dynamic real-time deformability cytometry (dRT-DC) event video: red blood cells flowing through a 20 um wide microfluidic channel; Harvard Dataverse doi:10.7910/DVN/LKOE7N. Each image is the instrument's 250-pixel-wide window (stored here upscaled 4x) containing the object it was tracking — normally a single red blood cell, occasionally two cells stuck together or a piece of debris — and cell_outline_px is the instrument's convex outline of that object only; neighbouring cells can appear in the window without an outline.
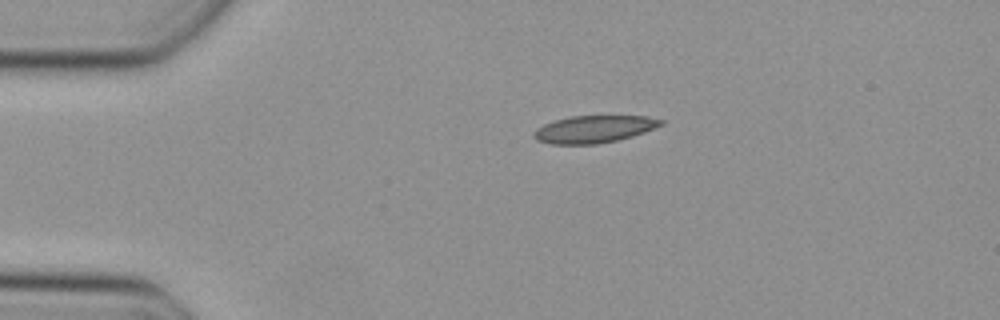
{"species": "Egyptian fruit bat (a non-hibernating species)", "species_latin": "Rousettus aegyptiacus", "temperature_condition": "cold", "stored_images_in_passage": 39, "camera_frame_rate_fps": 3000, "um_per_image_px": 0.085, "animal": {"sex": "female"}, "frame": {"image": 1, "passage_image": 1, "time_ms": 0.0, "image_size_px": [1000, 320], "cell_outline_px": [[664, 124], [644, 132], [632, 136], [616, 140], [596, 144], [552, 144], [536, 140], [532, 136], [532, 132], [536, 128], [544, 124], [556, 120], [572, 116], [648, 116], [664, 120]], "centroid_in_image_um": [50.47, 10.98], "position_along_channel_um": 34.5, "area_um2": 20.17}}
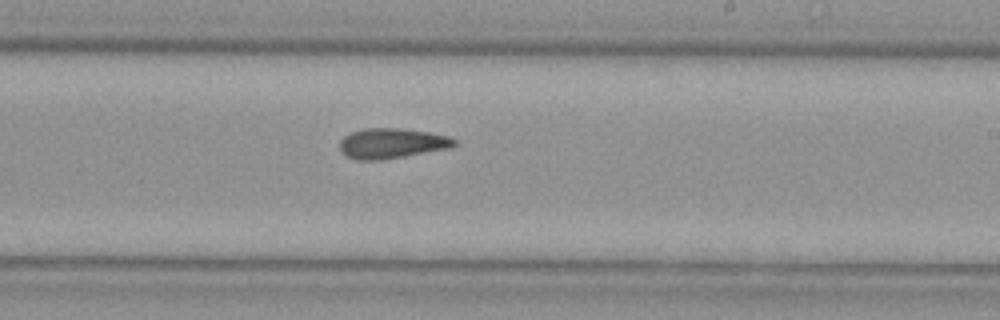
{"frame": {"image": 2, "passage_image": 20, "time_ms": 6.333, "image_size_px": [1000, 320], "cell_outline_px": [[460, 144], [452, 148], [380, 160], [356, 160], [340, 152], [340, 140], [344, 136], [352, 132], [364, 128], [400, 128], [428, 132], [448, 136], [456, 140]], "centroid_in_image_um": [33.33, 12.18], "position_along_channel_um": 255.7, "area_um2": 20.29}}
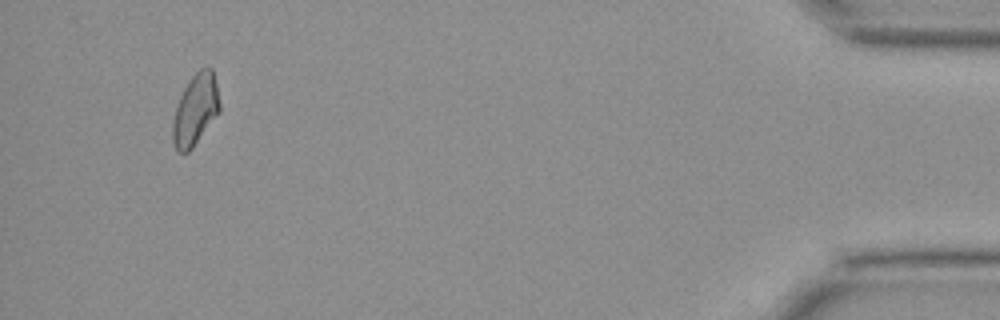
{"frame": {"image": 3, "passage_image": 37, "time_ms": 12.0, "image_size_px": [1000, 320], "cell_outline_px": [[220, 112], [192, 148], [188, 152], [176, 152], [172, 140], [172, 120], [180, 96], [184, 88], [192, 76], [200, 68], [212, 68], [216, 84], [220, 104]], "centroid_in_image_um": [16.6, 9.35], "position_along_channel_um": 418.6, "area_um2": 19.42}}